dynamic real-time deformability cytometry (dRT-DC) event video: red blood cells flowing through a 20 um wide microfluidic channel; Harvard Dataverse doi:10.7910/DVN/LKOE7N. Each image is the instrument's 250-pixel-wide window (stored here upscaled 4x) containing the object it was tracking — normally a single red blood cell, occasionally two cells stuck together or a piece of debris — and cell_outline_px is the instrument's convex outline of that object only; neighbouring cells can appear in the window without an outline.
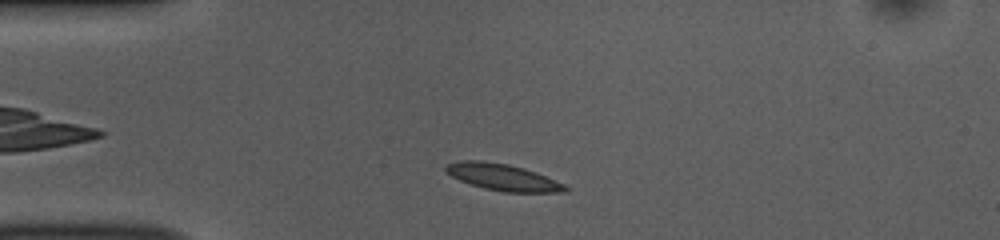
{"species": "common noctule bat (a hibernating species)", "species_latin": "Nyctalus noctula", "temperature_condition": "room temperature", "stored_images_in_passage": 43, "camera_frame_rate_fps": 3000, "um_per_image_px": 0.085, "animal": {"sex": "female", "body_mass_g": 10.0, "forearm_length_mm": 53.1}, "frame": {"image": 1, "passage_image": 4, "time_ms": 1.0, "image_size_px": [1000, 240], "cell_outline_px": [[572, 188], [568, 192], [504, 192], [484, 188], [460, 180], [452, 176], [444, 168], [444, 164], [460, 160], [480, 160], [508, 164], [524, 168], [536, 172], [564, 184]], "centroid_in_image_um": [42.76, 15.06], "position_along_channel_um": 42.2, "area_um2": 18.55}}
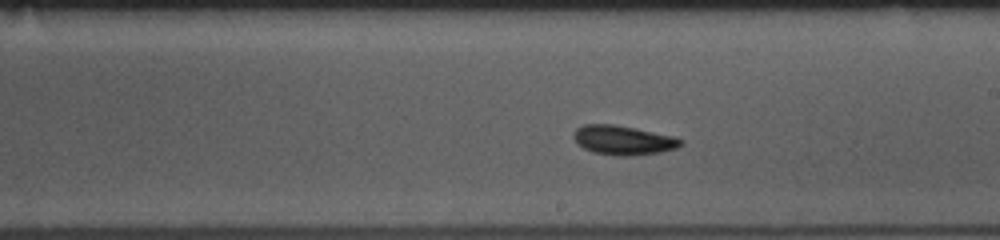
{"frame": {"image": 2, "passage_image": 21, "time_ms": 6.667, "image_size_px": [1000, 240], "cell_outline_px": [[684, 144], [676, 148], [660, 152], [628, 156], [616, 156], [592, 152], [584, 148], [572, 136], [572, 132], [576, 128], [584, 124], [616, 124], [636, 128], [672, 136], [684, 140]], "centroid_in_image_um": [52.97, 11.91], "position_along_channel_um": 236.0, "area_um2": 18.38}}
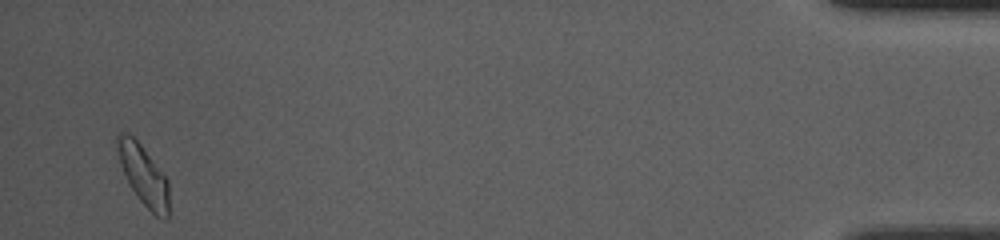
{"frame": {"image": 3, "passage_image": 42, "time_ms": 13.667, "image_size_px": [1000, 240], "cell_outline_px": [[168, 220], [164, 220], [156, 216], [140, 200], [128, 184], [120, 164], [116, 144], [116, 136], [120, 132], [132, 136], [140, 144], [168, 180]], "centroid_in_image_um": [12.19, 14.91], "position_along_channel_um": 423.0, "area_um2": 17.8}, "authors_computed_cell_mechanics": {"area_um2": 17.918, "velocity_mm_per_s": 3.8204, "shape_relaxation_time_tau1_ms": 3.8016, "shape_relaxation_time_tau2_ms": 2.0218, "deformation_change_tau1": 0.1028, "deformation_change_tau2": 0.0739}}